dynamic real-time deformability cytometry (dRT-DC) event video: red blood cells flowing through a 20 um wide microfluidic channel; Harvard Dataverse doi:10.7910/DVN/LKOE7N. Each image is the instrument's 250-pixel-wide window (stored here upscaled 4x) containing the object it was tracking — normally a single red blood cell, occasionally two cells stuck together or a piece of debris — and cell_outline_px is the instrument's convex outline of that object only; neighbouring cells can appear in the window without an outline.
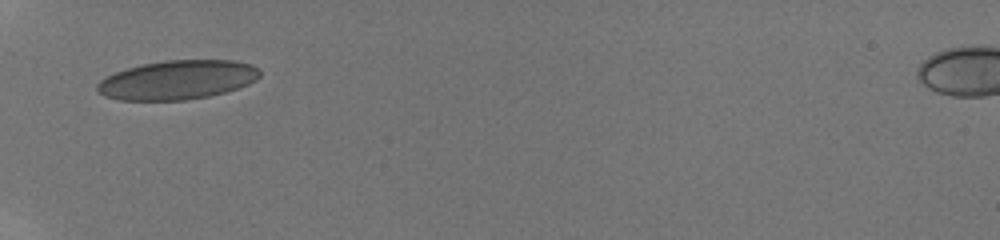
{"species": "human", "species_latin": "Homo sapiens", "temperature_condition": "room temperature", "stored_images_in_passage": 11, "camera_frame_rate_fps": 3000, "um_per_image_px": 0.085, "donor": {"sex": "male"}, "frame": {"image": 1, "passage_image": 1, "time_ms": 0.0, "image_size_px": [1000, 240], "cell_outline_px": [[260, 76], [256, 80], [248, 84], [224, 92], [208, 96], [184, 100], [120, 100], [104, 96], [96, 88], [96, 84], [100, 80], [116, 72], [128, 68], [144, 64], [164, 60], [236, 60], [252, 64], [260, 68]], "centroid_in_image_um": [15.11, 6.78], "position_along_channel_um": 69.9, "area_um2": 36.99}}
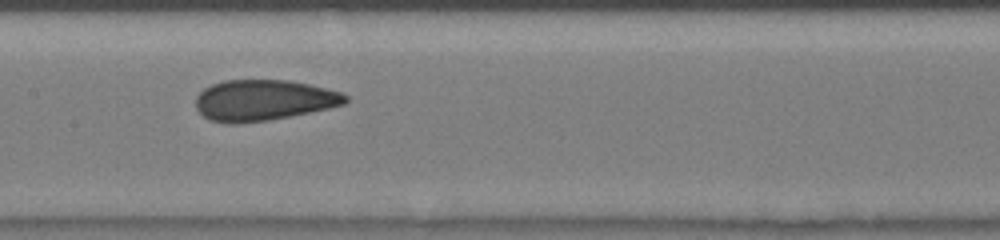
{"frame": {"image": 2, "passage_image": 4, "time_ms": 3.0, "image_size_px": [1000, 240], "cell_outline_px": [[348, 100], [344, 104], [328, 108], [268, 120], [236, 124], [228, 124], [208, 120], [196, 108], [196, 96], [204, 88], [212, 84], [224, 80], [288, 80], [308, 84], [344, 92], [348, 96]], "centroid_in_image_um": [22.38, 8.52], "position_along_channel_um": 185.0, "area_um2": 35.66}}
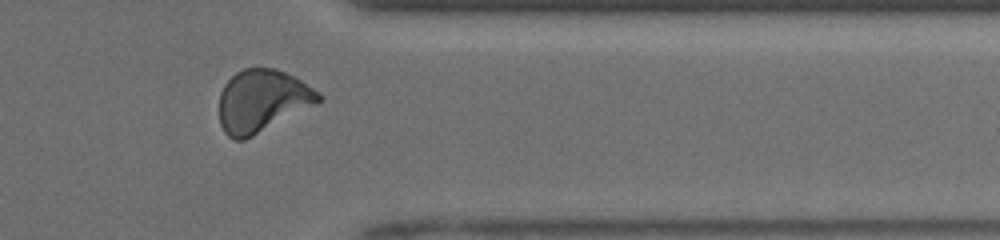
{"frame": {"image": 3, "passage_image": 9, "time_ms": 8.0, "image_size_px": [1000, 240], "cell_outline_px": [[324, 96], [316, 104], [244, 140], [236, 140], [228, 136], [224, 132], [220, 124], [220, 92], [224, 84], [236, 72], [244, 68], [276, 68], [300, 80], [320, 92]], "centroid_in_image_um": [22.27, 8.56], "position_along_channel_um": 389.1, "area_um2": 35.84}, "authors_computed_cell_mechanics": {"area_um2": 35.1424, "velocity_mm_per_s": 4.1327, "shape_relaxation_time_tau1_ms": 5.2682, "shape_relaxation_time_tau2_ms": 0.9705, "deformation_change_tau1": 0.1472, "deformation_change_tau2": 0.0507}}